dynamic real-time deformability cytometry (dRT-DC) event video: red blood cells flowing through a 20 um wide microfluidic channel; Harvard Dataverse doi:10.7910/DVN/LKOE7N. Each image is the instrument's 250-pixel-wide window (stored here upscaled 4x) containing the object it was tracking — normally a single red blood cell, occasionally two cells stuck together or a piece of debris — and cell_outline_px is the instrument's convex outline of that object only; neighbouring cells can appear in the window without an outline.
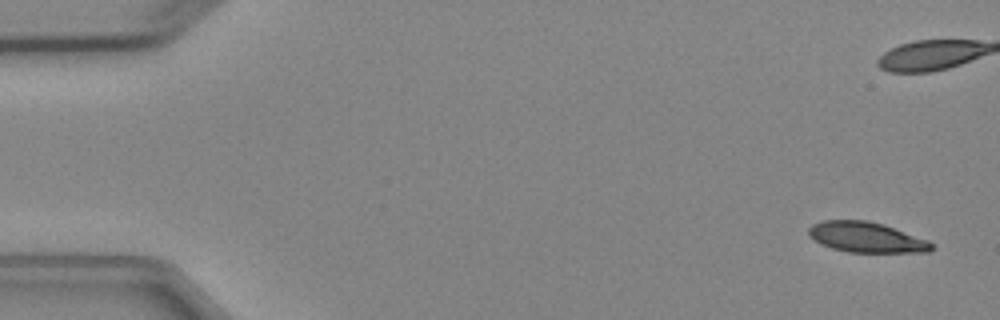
{"species": "Egyptian fruit bat (a non-hibernating species)", "species_latin": "Rousettus aegyptiacus", "temperature_condition": "cold", "stored_images_in_passage": 6, "camera_frame_rate_fps": 3000, "um_per_image_px": 0.085, "animal": {"sex": "female"}, "frame": {"image": 1, "passage_image": 1, "time_ms": 0.0, "image_size_px": [1000, 320], "cell_outline_px": [[936, 248], [928, 252], [848, 252], [832, 248], [808, 236], [808, 228], [812, 224], [820, 220], [868, 220], [884, 224], [928, 240]], "centroid_in_image_um": [73.65, 20.15], "position_along_channel_um": 11.4, "area_um2": 21.79}}